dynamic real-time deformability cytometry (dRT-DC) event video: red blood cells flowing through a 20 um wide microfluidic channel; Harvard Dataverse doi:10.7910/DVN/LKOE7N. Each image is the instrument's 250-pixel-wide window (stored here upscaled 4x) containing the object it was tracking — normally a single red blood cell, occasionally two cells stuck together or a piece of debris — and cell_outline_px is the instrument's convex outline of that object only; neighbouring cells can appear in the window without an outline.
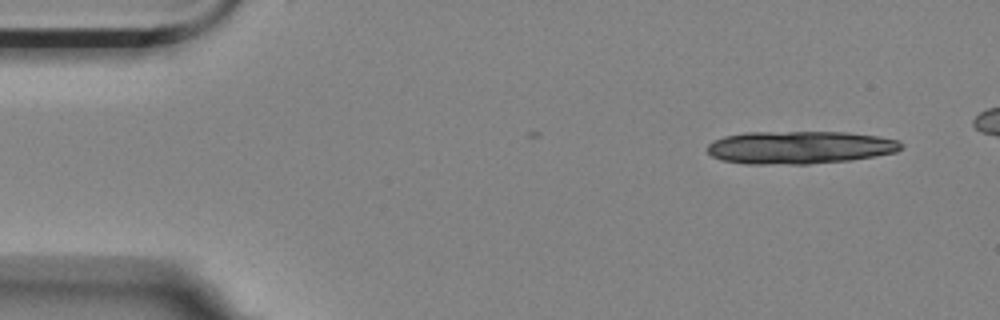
{"species": "Egyptian fruit bat (a non-hibernating species)", "species_latin": "Rousettus aegyptiacus", "temperature_condition": "room temperature", "stored_images_in_passage": 4, "camera_frame_rate_fps": 3000, "um_per_image_px": 0.085, "animal": {"sex": "female"}, "frame": {"image": 1, "passage_image": 1, "time_ms": 0.0, "image_size_px": [1000, 320], "cell_outline_px": [[904, 148], [896, 152], [876, 156], [852, 160], [808, 164], [744, 164], [720, 160], [712, 156], [708, 152], [708, 144], [712, 140], [724, 136], [744, 132], [848, 132], [880, 136], [900, 140], [904, 144]], "centroid_in_image_um": [68.01, 12.53], "position_along_channel_um": 17.0, "area_um2": 37.69}}